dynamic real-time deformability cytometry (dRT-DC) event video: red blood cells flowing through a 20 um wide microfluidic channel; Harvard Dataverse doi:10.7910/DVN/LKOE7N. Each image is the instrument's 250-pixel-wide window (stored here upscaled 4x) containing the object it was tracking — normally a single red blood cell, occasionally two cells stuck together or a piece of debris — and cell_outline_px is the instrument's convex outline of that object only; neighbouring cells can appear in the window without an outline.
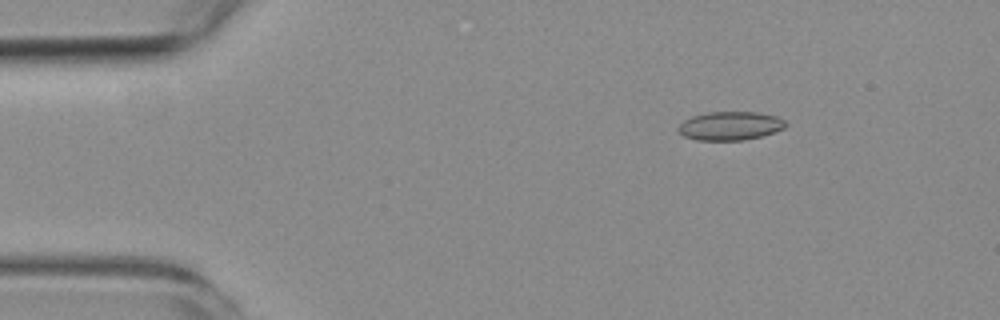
{"species": "common noctule bat (a hibernating species)", "species_latin": "Nyctalus noctula", "temperature_condition": "room temperature", "stored_images_in_passage": 6, "camera_frame_rate_fps": 3000, "um_per_image_px": 0.085, "animal": {"sex": "female", "body_mass_g": 19.3, "forearm_length_mm": 54.1}, "frame": {"image": 1, "passage_image": 3, "time_ms": 2.333, "image_size_px": [1000, 320], "cell_outline_px": [[784, 128], [776, 132], [744, 140], [696, 140], [684, 136], [676, 128], [684, 120], [692, 116], [708, 112], [756, 112], [776, 116], [784, 120]], "centroid_in_image_um": [62.04, 10.7], "position_along_channel_um": 23.0, "area_um2": 17.8}}
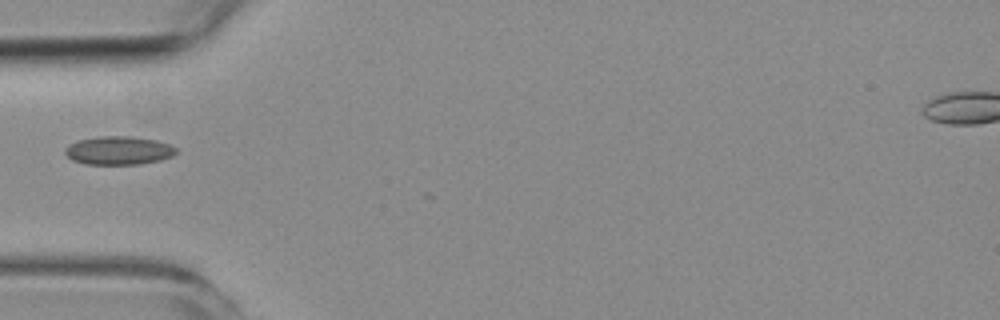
{"frame": {"image": 2, "passage_image": 6, "time_ms": 5.667, "image_size_px": [1000, 320], "cell_outline_px": [[176, 152], [172, 156], [160, 160], [140, 164], [84, 164], [72, 160], [64, 152], [64, 148], [68, 144], [80, 140], [100, 136], [132, 136], [156, 140], [168, 144], [176, 148]], "centroid_in_image_um": [10.06, 12.79], "position_along_channel_um": 74.9, "area_um2": 18.38}}